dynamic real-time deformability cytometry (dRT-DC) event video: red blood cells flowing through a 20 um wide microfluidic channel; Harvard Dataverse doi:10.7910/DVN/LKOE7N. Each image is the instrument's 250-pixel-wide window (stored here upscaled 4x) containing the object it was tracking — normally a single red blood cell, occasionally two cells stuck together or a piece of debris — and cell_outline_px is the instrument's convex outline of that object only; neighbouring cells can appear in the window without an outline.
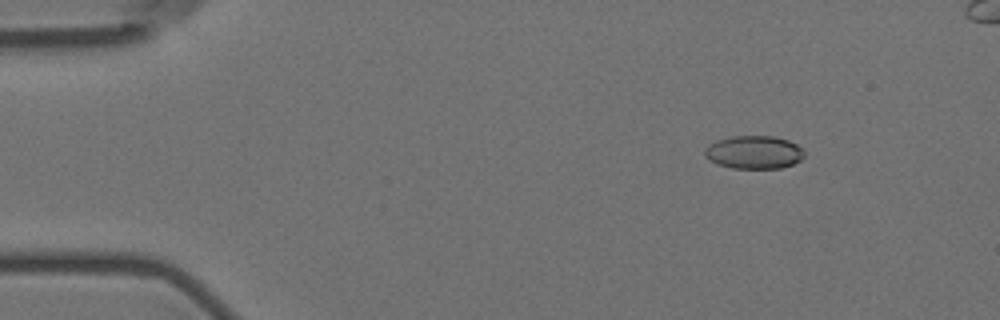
{"species": "Egyptian fruit bat (a non-hibernating species)", "species_latin": "Rousettus aegyptiacus", "temperature_condition": "room temperature", "stored_images_in_passage": 7, "camera_frame_rate_fps": 3000, "um_per_image_px": 0.085, "animal": {"sex": "female"}, "frame": {"image": 1, "passage_image": 3, "time_ms": 2.333, "image_size_px": [1000, 320], "cell_outline_px": [[804, 156], [800, 160], [792, 164], [780, 168], [732, 168], [708, 160], [704, 156], [704, 148], [708, 144], [716, 140], [732, 136], [772, 136], [788, 140], [796, 144], [804, 152]], "centroid_in_image_um": [64.04, 12.93], "position_along_channel_um": 21.0, "area_um2": 19.19}}